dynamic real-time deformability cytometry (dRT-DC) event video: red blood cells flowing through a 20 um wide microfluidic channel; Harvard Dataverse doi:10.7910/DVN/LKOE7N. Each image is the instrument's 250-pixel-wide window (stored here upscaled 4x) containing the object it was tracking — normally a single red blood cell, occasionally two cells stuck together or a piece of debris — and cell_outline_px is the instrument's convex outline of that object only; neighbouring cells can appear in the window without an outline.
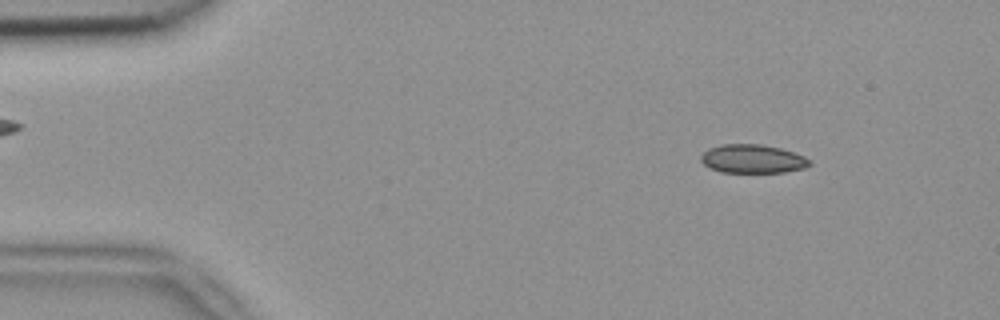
{"species": "common noctule bat (a hibernating species)", "species_latin": "Nyctalus noctula", "temperature_condition": "room temperature", "stored_images_in_passage": 3, "camera_frame_rate_fps": 3000, "um_per_image_px": 0.085, "animal": {"sex": "female", "body_mass_g": 18.4}, "frame": {"image": 1, "passage_image": 1, "time_ms": 0.0, "image_size_px": [1000, 320], "cell_outline_px": [[812, 164], [804, 168], [784, 172], [720, 172], [704, 164], [700, 160], [700, 156], [708, 148], [720, 144], [760, 144], [780, 148], [804, 156]], "centroid_in_image_um": [63.94, 13.5], "position_along_channel_um": 21.1, "area_um2": 18.03}}